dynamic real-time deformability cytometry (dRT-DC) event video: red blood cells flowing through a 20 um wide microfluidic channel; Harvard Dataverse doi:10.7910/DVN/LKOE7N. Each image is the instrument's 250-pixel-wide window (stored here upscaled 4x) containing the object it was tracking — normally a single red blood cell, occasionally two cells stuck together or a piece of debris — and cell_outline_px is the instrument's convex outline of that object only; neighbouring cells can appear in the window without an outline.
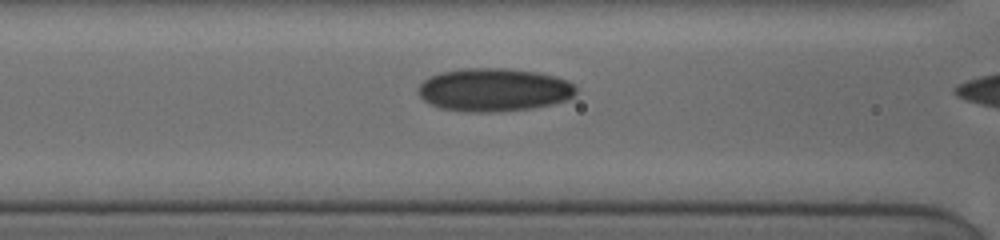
{"species": "human", "species_latin": "Homo sapiens", "temperature_condition": "cold", "stored_images_in_passage": 16, "camera_frame_rate_fps": 3000, "um_per_image_px": 0.085, "donor": {"sex": "female"}, "frame": {"image": 1, "passage_image": 15, "time_ms": 5.667, "image_size_px": [1000, 240], "cell_outline_px": [[576, 92], [568, 100], [552, 104], [528, 108], [492, 112], [472, 112], [440, 108], [424, 100], [416, 92], [420, 84], [428, 76], [440, 72], [460, 68], [504, 68], [536, 72], [556, 76], [568, 80], [576, 88]], "centroid_in_image_um": [41.96, 7.62], "position_along_channel_um": 124.6, "area_um2": 39.71}}